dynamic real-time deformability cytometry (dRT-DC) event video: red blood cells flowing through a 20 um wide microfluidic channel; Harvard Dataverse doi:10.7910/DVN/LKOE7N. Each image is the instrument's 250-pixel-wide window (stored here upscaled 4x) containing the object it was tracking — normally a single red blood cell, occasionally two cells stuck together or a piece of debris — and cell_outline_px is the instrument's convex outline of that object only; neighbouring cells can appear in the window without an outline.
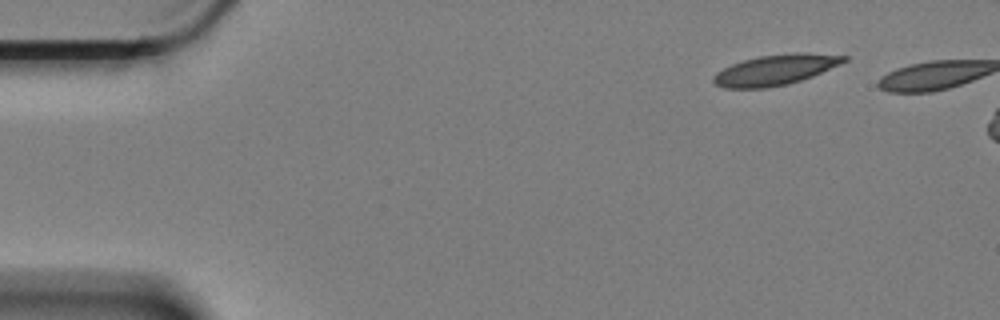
{"species": "Egyptian fruit bat (a non-hibernating species)", "species_latin": "Rousettus aegyptiacus", "temperature_condition": "cold", "stored_images_in_passage": 5, "camera_frame_rate_fps": 3000, "um_per_image_px": 0.085, "animal": {"sex": "female"}, "frame": {"image": 1, "passage_image": 1, "time_ms": 0.0, "image_size_px": [1000, 320], "cell_outline_px": [[848, 60], [840, 64], [812, 76], [788, 84], [764, 88], [724, 88], [716, 84], [712, 80], [712, 76], [716, 72], [732, 64], [744, 60], [760, 56], [792, 52], [808, 52], [848, 56]], "centroid_in_image_um": [65.91, 5.93], "position_along_channel_um": 19.1, "area_um2": 23.12}}